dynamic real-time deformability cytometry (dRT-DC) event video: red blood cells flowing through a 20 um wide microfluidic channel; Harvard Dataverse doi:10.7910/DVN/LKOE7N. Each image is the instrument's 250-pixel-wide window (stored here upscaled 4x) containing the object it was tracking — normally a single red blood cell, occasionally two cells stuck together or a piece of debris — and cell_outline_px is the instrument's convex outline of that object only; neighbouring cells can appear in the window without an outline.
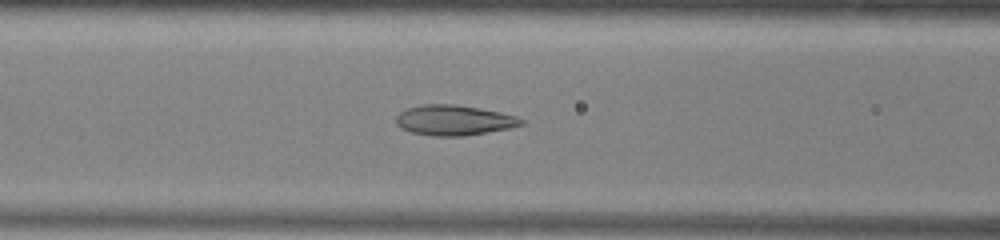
{"species": "common noctule bat (a hibernating species)", "species_latin": "Nyctalus noctula", "temperature_condition": "warm", "stored_images_in_passage": 51, "camera_frame_rate_fps": 3000, "um_per_image_px": 0.085, "animal": {"sex": "male", "body_mass_g": 13.0, "forearm_length_mm": 53.1}, "frame": {"image": 1, "passage_image": 20, "time_ms": 6.333, "image_size_px": [1000, 240], "cell_outline_px": [[524, 124], [508, 128], [464, 136], [432, 136], [412, 132], [400, 128], [396, 124], [396, 116], [400, 112], [408, 108], [424, 104], [456, 104], [480, 108], [500, 112], [516, 116], [524, 120]], "centroid_in_image_um": [38.57, 10.21], "position_along_channel_um": 128.0, "area_um2": 22.02}}
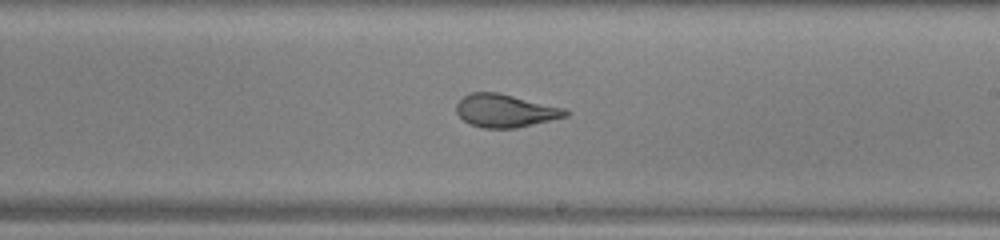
{"frame": {"image": 2, "passage_image": 29, "time_ms": 9.333, "image_size_px": [1000, 240], "cell_outline_px": [[568, 116], [516, 128], [480, 128], [468, 124], [456, 112], [456, 104], [464, 96], [472, 92], [496, 92], [564, 108], [568, 112]], "centroid_in_image_um": [42.91, 9.42], "position_along_channel_um": 246.1, "area_um2": 20.81}}
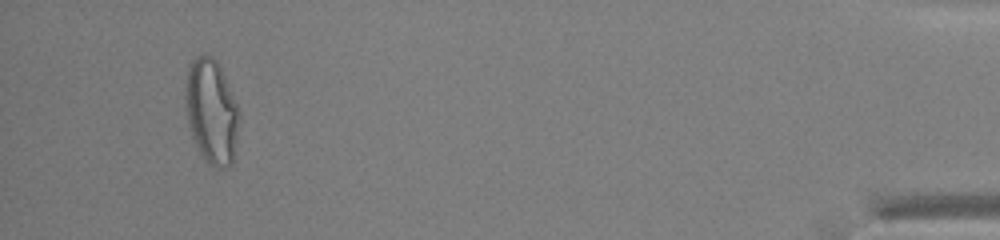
{"frame": {"image": 3, "passage_image": 48, "time_ms": 15.667, "image_size_px": [1000, 240], "cell_outline_px": [[240, 112], [232, 164], [228, 168], [216, 168], [208, 164], [200, 152], [192, 136], [188, 124], [184, 104], [184, 92], [188, 64], [196, 56], [212, 56], [216, 60], [224, 76]], "centroid_in_image_um": [17.94, 9.48], "position_along_channel_um": 417.3, "area_um2": 32.77}, "authors_computed_cell_mechanics": {"area_um2": 24.854, "velocity_mm_per_s": 3.9485, "shape_relaxation_time_tau1_ms": 7.5579, "shape_relaxation_time_tau2_ms": 1.3719, "deformation_change_tau1": 0.2332, "deformation_change_tau2": 0.0895}}